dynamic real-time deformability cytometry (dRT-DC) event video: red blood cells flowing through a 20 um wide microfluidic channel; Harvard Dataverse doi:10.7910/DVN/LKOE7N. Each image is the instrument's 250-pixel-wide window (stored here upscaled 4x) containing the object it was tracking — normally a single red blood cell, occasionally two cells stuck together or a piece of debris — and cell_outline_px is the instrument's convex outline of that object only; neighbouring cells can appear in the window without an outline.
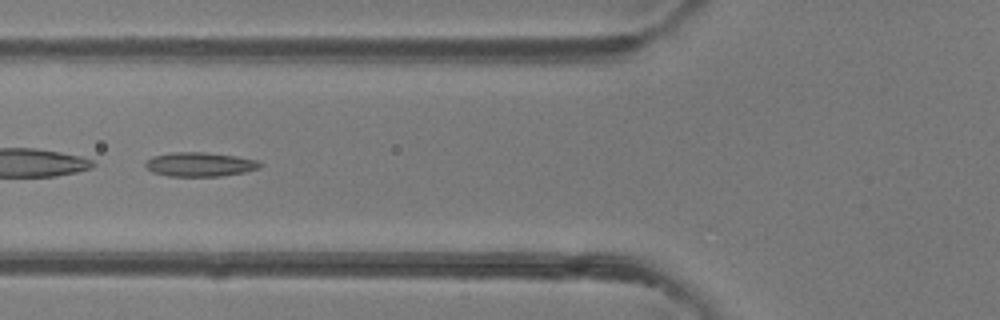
{"species": "common noctule bat (a hibernating species)", "species_latin": "Nyctalus noctula", "temperature_condition": "room temperature", "stored_images_in_passage": 47, "camera_frame_rate_fps": 3000, "um_per_image_px": 0.085, "animal": {"sex": "female"}, "frame": {"image": 1, "passage_image": 18, "time_ms": 5.667, "image_size_px": [1000, 320], "cell_outline_px": [[264, 164], [260, 168], [244, 172], [220, 176], [168, 176], [152, 172], [144, 164], [152, 156], [172, 152], [204, 152], [236, 156], [256, 160]], "centroid_in_image_um": [17.0, 13.97], "position_along_channel_um": 108.8, "area_um2": 16.13}}
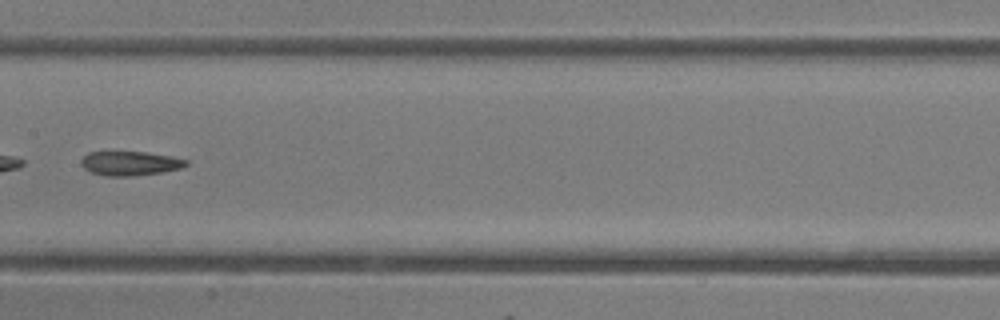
{"frame": {"image": 2, "passage_image": 24, "time_ms": 7.667, "image_size_px": [1000, 320], "cell_outline_px": [[188, 164], [184, 168], [160, 172], [132, 176], [104, 176], [92, 172], [84, 168], [80, 164], [80, 160], [88, 152], [144, 152], [172, 156], [188, 160]], "centroid_in_image_um": [11.06, 13.88], "position_along_channel_um": 196.3, "area_um2": 14.85}}
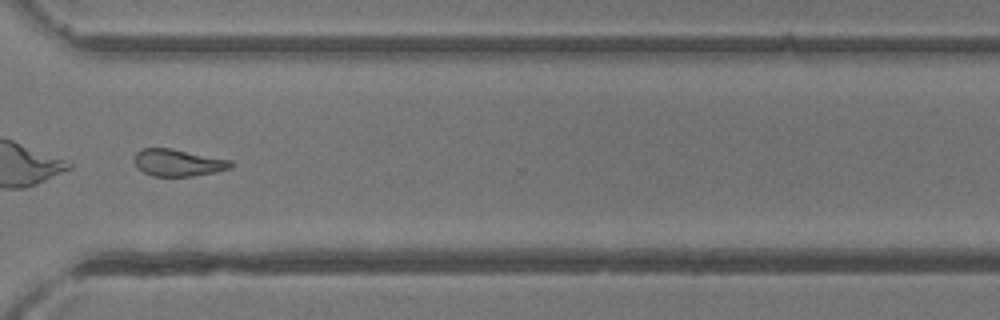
{"frame": {"image": 3, "passage_image": 35, "time_ms": 11.333, "image_size_px": [1000, 320], "cell_outline_px": [[236, 164], [232, 168], [216, 172], [192, 176], [152, 176], [144, 172], [136, 164], [136, 152], [140, 148], [172, 148], [232, 160]], "centroid_in_image_um": [15.22, 13.82], "position_along_channel_um": 355.4, "area_um2": 15.26}}